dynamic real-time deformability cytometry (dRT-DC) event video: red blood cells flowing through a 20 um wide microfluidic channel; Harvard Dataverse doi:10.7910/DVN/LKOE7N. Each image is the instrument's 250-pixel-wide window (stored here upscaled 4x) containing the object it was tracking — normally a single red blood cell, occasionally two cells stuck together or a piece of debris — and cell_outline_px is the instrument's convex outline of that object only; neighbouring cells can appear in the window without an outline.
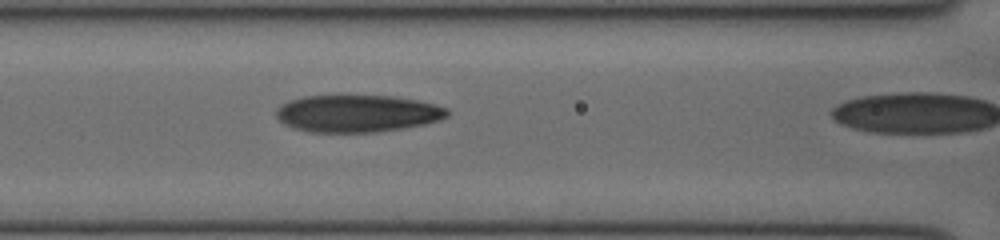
{"species": "human", "species_latin": "Homo sapiens", "temperature_condition": "cold", "stored_images_in_passage": 18, "camera_frame_rate_fps": 3000, "um_per_image_px": 0.085, "donor": {"sex": "female"}, "frame": {"image": 1, "passage_image": 17, "time_ms": 5.333, "image_size_px": [1000, 240], "cell_outline_px": [[448, 116], [440, 120], [424, 124], [376, 132], [308, 132], [292, 128], [284, 124], [276, 116], [276, 108], [288, 100], [304, 96], [392, 96], [416, 100], [436, 104], [448, 108]], "centroid_in_image_um": [30.35, 9.65], "position_along_channel_um": 136.3, "area_um2": 37.11}}